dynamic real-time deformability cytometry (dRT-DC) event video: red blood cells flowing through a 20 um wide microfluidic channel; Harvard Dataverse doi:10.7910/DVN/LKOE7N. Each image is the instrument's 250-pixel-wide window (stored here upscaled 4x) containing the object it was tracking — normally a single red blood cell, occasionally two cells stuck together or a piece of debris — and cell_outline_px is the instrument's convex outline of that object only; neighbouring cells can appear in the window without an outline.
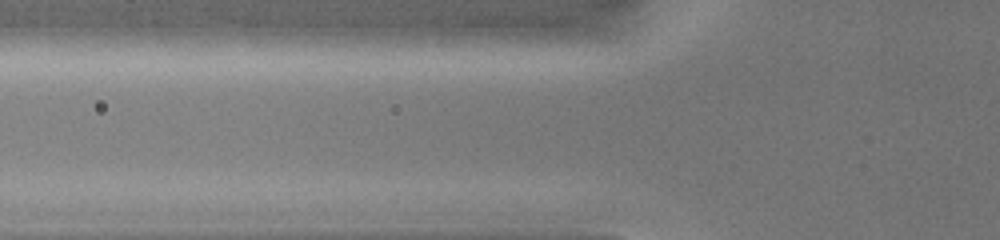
{"species": "common noctule bat (a hibernating species)", "species_latin": "Nyctalus noctula", "temperature_condition": "warm", "stored_images_in_passage": 2, "camera_frame_rate_fps": 3000, "um_per_image_px": 0.085, "animal": {"sex": "female", "body_mass_g": 19.0, "forearm_length_mm": 51.5}, "frame": {"image": 1, "passage_image": 2, "time_ms": 0.333, "image_size_px": [1000, 240], "cell_outline_px": [[592, 40], [580, 44], [544, 48], [404, 48], [396, 44], [400, 32], [416, 24], [572, 24], [584, 32]], "centroid_in_image_um": [41.74, 3.07], "position_along_channel_um": 84.1, "area_um2": 30.92}}